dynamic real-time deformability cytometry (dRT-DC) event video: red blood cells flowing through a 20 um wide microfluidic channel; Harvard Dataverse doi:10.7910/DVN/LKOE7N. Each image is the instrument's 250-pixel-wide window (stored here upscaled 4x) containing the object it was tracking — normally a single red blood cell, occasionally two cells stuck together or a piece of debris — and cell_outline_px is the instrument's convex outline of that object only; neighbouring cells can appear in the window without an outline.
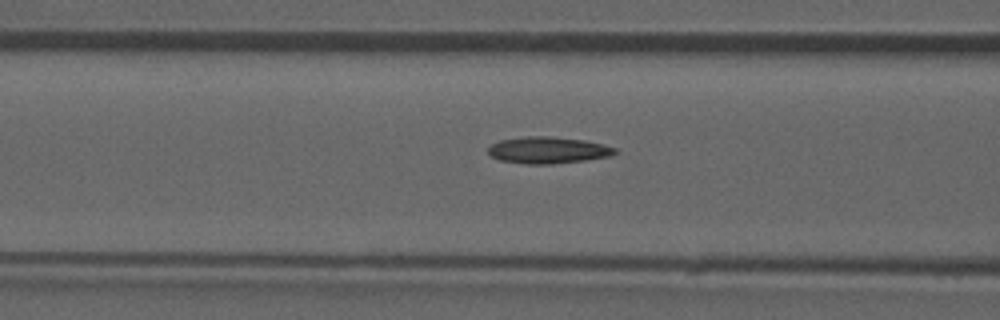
{"species": "common noctule bat (a hibernating species)", "species_latin": "Nyctalus noctula", "temperature_condition": "room temperature", "stored_images_in_passage": 18, "camera_frame_rate_fps": 3000, "um_per_image_px": 0.085, "animal": {"sex": "male", "forearm_length_mm": 52.5}, "frame": {"image": 1, "passage_image": 7, "time_ms": 2.0, "image_size_px": [1000, 320], "cell_outline_px": [[616, 152], [608, 156], [588, 160], [552, 164], [528, 164], [500, 160], [492, 156], [488, 152], [488, 148], [492, 144], [500, 140], [528, 136], [552, 136], [584, 140], [604, 144], [616, 148]], "centroid_in_image_um": [46.59, 12.76], "position_along_channel_um": 120.0, "area_um2": 19.65}}